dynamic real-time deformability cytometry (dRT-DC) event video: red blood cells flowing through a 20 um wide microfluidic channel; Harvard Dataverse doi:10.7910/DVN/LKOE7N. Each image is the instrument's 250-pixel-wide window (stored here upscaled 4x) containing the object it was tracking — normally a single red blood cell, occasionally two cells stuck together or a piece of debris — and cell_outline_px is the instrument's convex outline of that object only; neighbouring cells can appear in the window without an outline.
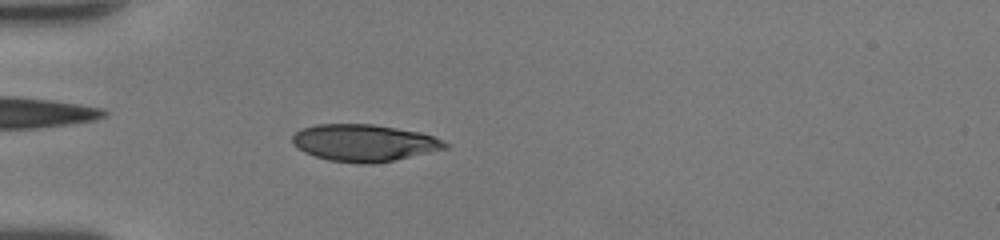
{"species": "human", "species_latin": "Homo sapiens", "temperature_condition": "room temperature", "stored_images_in_passage": 37, "camera_frame_rate_fps": 3000, "um_per_image_px": 0.085, "donor": {"sex": "female"}, "frame": {"image": 1, "passage_image": 4, "time_ms": 1.0, "image_size_px": [1000, 240], "cell_outline_px": [[448, 148], [392, 160], [368, 164], [360, 164], [328, 160], [304, 152], [292, 144], [292, 136], [300, 128], [316, 124], [372, 124], [420, 132], [444, 140], [448, 144]], "centroid_in_image_um": [30.92, 12.13], "position_along_channel_um": 54.1, "area_um2": 32.77}}
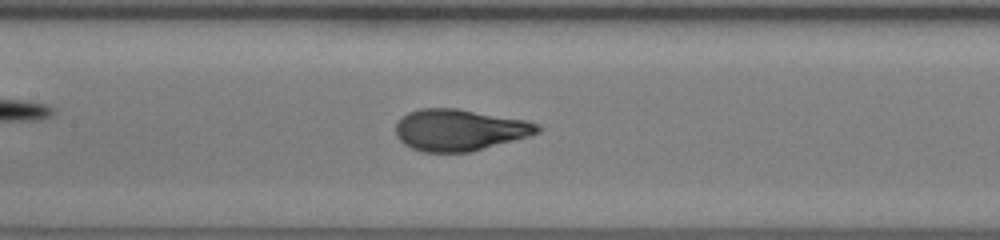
{"frame": {"image": 2, "passage_image": 13, "time_ms": 4.0, "image_size_px": [1000, 240], "cell_outline_px": [[544, 128], [540, 132], [528, 136], [472, 152], [424, 152], [412, 148], [404, 144], [396, 136], [396, 124], [408, 112], [420, 108], [456, 108], [528, 120], [540, 124]], "centroid_in_image_um": [39.1, 11.04], "position_along_channel_um": 168.3, "area_um2": 34.51}}
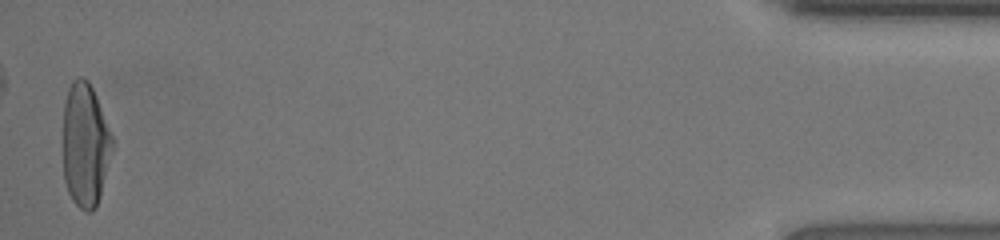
{"frame": {"image": 3, "passage_image": 37, "time_ms": 12.0, "image_size_px": [1000, 240], "cell_outline_px": [[112, 148], [100, 196], [96, 208], [92, 212], [84, 212], [72, 200], [68, 192], [64, 180], [64, 100], [68, 88], [72, 80], [76, 76], [80, 76], [88, 80], [96, 96], [112, 136]], "centroid_in_image_um": [7.23, 12.32], "position_along_channel_um": 428.0, "area_um2": 35.37}, "authors_computed_cell_mechanics": {"area_um2": 34.5066, "velocity_mm_per_s": 4.3236, "shape_relaxation_time_tau1_ms": 4.1065, "shape_relaxation_time_tau2_ms": null, "deformation_change_tau1": 0.2342, "deformation_change_tau2": null}}